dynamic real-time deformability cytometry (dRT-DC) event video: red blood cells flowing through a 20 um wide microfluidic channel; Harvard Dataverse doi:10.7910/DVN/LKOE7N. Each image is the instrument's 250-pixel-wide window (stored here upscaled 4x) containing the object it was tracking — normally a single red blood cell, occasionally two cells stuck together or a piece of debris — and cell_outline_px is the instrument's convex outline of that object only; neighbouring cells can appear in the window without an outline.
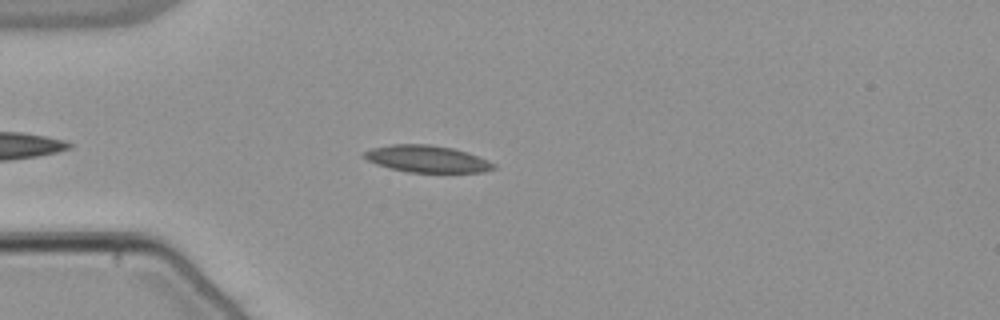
{"species": "common noctule bat (a hibernating species)", "species_latin": "Nyctalus noctula", "temperature_condition": "warm", "stored_images_in_passage": 39, "camera_frame_rate_fps": 3000, "um_per_image_px": 0.085, "animal": {"sex": "male", "body_mass_g": 21.5, "forearm_length_mm": 52.0}, "frame": {"image": 1, "passage_image": 6, "time_ms": 1.667, "image_size_px": [1000, 320], "cell_outline_px": [[496, 168], [484, 172], [408, 172], [376, 164], [360, 156], [360, 152], [372, 148], [392, 144], [428, 144], [452, 148], [468, 152], [488, 160], [496, 164]], "centroid_in_image_um": [36.27, 13.5], "position_along_channel_um": 48.7, "area_um2": 20.4}}
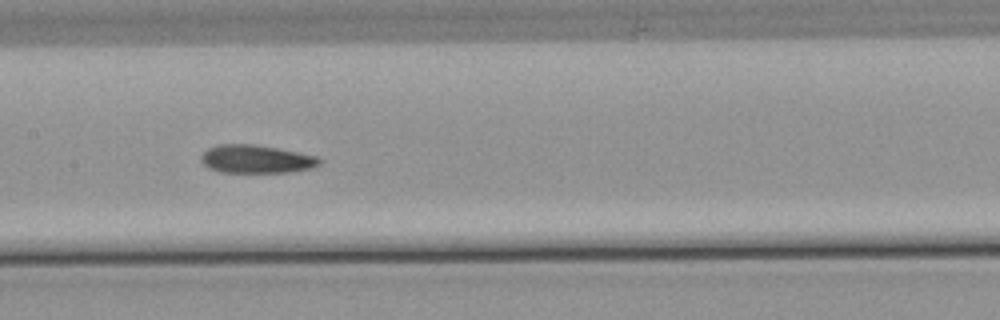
{"frame": {"image": 2, "passage_image": 18, "time_ms": 5.667, "image_size_px": [1000, 320], "cell_outline_px": [[320, 164], [312, 168], [288, 172], [220, 172], [208, 168], [200, 160], [200, 156], [208, 148], [220, 144], [256, 144], [316, 156], [320, 160]], "centroid_in_image_um": [21.73, 13.52], "position_along_channel_um": 185.7, "area_um2": 19.31}}
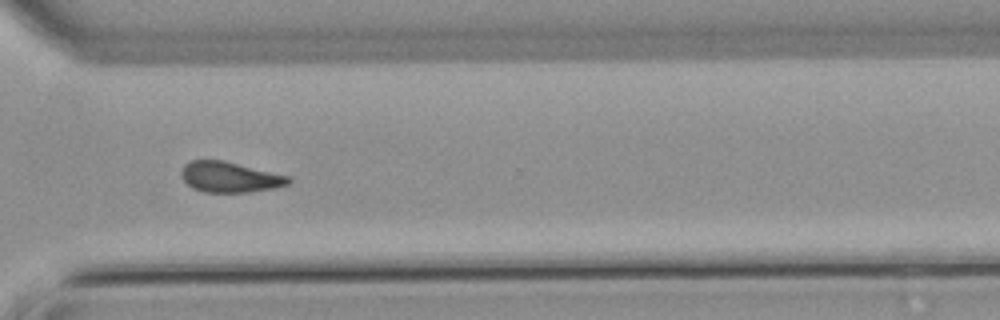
{"frame": {"image": 3, "passage_image": 31, "time_ms": 10.0, "image_size_px": [1000, 320], "cell_outline_px": [[292, 180], [288, 184], [272, 188], [248, 192], [204, 192], [192, 188], [180, 176], [180, 172], [184, 164], [192, 160], [224, 160], [288, 176]], "centroid_in_image_um": [19.48, 15.04], "position_along_channel_um": 351.1, "area_um2": 18.96}, "authors_computed_cell_mechanics": {"area_um2": 19.652, "velocity_mm_per_s": 3.8199, "shape_relaxation_time_tau1_ms": null, "shape_relaxation_time_tau2_ms": 4.704, "deformation_change_tau1": null, "deformation_change_tau2": 0.1083}}